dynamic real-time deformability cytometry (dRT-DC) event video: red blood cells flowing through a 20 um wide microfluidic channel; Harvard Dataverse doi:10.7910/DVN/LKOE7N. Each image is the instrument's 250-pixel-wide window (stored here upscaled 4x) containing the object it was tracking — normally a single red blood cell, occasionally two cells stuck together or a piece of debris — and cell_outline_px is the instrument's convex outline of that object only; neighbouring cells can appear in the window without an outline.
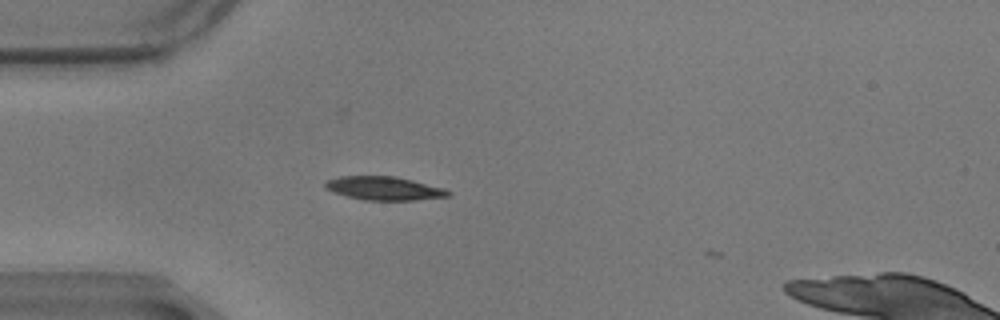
{"species": "common noctule bat (a hibernating species)", "species_latin": "Nyctalus noctula", "temperature_condition": "warm", "stored_images_in_passage": 2, "camera_frame_rate_fps": 3000, "um_per_image_px": 0.085, "animal": {"sex": "male", "body_mass_g": 17.9}, "frame": {"image": 1, "passage_image": 1, "time_ms": 0.0, "image_size_px": [1000, 320], "cell_outline_px": [[452, 196], [416, 200], [364, 200], [348, 196], [324, 188], [324, 184], [328, 180], [340, 176], [396, 176], [444, 188], [452, 192]], "centroid_in_image_um": [32.7, 16.01], "position_along_channel_um": 52.3, "area_um2": 16.82}}